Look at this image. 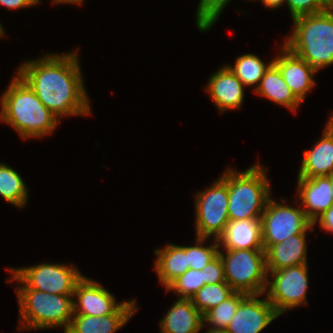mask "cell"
<instances>
[{"instance_id": "6da1fadb", "label": "cell", "mask_w": 333, "mask_h": 333, "mask_svg": "<svg viewBox=\"0 0 333 333\" xmlns=\"http://www.w3.org/2000/svg\"><path fill=\"white\" fill-rule=\"evenodd\" d=\"M77 54H48L18 68V75L59 119L91 113Z\"/></svg>"}, {"instance_id": "7a4b0ae2", "label": "cell", "mask_w": 333, "mask_h": 333, "mask_svg": "<svg viewBox=\"0 0 333 333\" xmlns=\"http://www.w3.org/2000/svg\"><path fill=\"white\" fill-rule=\"evenodd\" d=\"M0 104V121L15 128L25 140L52 133L59 123V118L18 74L3 92Z\"/></svg>"}, {"instance_id": "3957f363", "label": "cell", "mask_w": 333, "mask_h": 333, "mask_svg": "<svg viewBox=\"0 0 333 333\" xmlns=\"http://www.w3.org/2000/svg\"><path fill=\"white\" fill-rule=\"evenodd\" d=\"M293 23L283 45L317 71L333 64V8L297 17Z\"/></svg>"}, {"instance_id": "277c9868", "label": "cell", "mask_w": 333, "mask_h": 333, "mask_svg": "<svg viewBox=\"0 0 333 333\" xmlns=\"http://www.w3.org/2000/svg\"><path fill=\"white\" fill-rule=\"evenodd\" d=\"M266 172L259 163L243 172L228 169L229 221L261 218L271 198Z\"/></svg>"}, {"instance_id": "5b68a950", "label": "cell", "mask_w": 333, "mask_h": 333, "mask_svg": "<svg viewBox=\"0 0 333 333\" xmlns=\"http://www.w3.org/2000/svg\"><path fill=\"white\" fill-rule=\"evenodd\" d=\"M16 294L19 328L29 330L63 326L64 333L68 330L74 315L73 295L50 294L30 288H18Z\"/></svg>"}, {"instance_id": "8992f818", "label": "cell", "mask_w": 333, "mask_h": 333, "mask_svg": "<svg viewBox=\"0 0 333 333\" xmlns=\"http://www.w3.org/2000/svg\"><path fill=\"white\" fill-rule=\"evenodd\" d=\"M219 250L225 280L238 292L263 295L266 290L268 271L264 249Z\"/></svg>"}, {"instance_id": "52a82bcc", "label": "cell", "mask_w": 333, "mask_h": 333, "mask_svg": "<svg viewBox=\"0 0 333 333\" xmlns=\"http://www.w3.org/2000/svg\"><path fill=\"white\" fill-rule=\"evenodd\" d=\"M228 170L210 188L196 194V237L219 239L229 222Z\"/></svg>"}, {"instance_id": "ba28073f", "label": "cell", "mask_w": 333, "mask_h": 333, "mask_svg": "<svg viewBox=\"0 0 333 333\" xmlns=\"http://www.w3.org/2000/svg\"><path fill=\"white\" fill-rule=\"evenodd\" d=\"M10 281L22 285L18 288H30L50 294L74 295L77 282L83 277L76 266L57 263H43L31 267L9 268Z\"/></svg>"}, {"instance_id": "9c48e42d", "label": "cell", "mask_w": 333, "mask_h": 333, "mask_svg": "<svg viewBox=\"0 0 333 333\" xmlns=\"http://www.w3.org/2000/svg\"><path fill=\"white\" fill-rule=\"evenodd\" d=\"M264 250L296 234L313 231V223L299 206L294 208L269 199L260 218Z\"/></svg>"}, {"instance_id": "30bf717a", "label": "cell", "mask_w": 333, "mask_h": 333, "mask_svg": "<svg viewBox=\"0 0 333 333\" xmlns=\"http://www.w3.org/2000/svg\"><path fill=\"white\" fill-rule=\"evenodd\" d=\"M307 267V264H302L280 270H267L272 280L268 278L265 290L267 294H264L279 315L290 308L308 303L306 299L309 286Z\"/></svg>"}, {"instance_id": "8fae6325", "label": "cell", "mask_w": 333, "mask_h": 333, "mask_svg": "<svg viewBox=\"0 0 333 333\" xmlns=\"http://www.w3.org/2000/svg\"><path fill=\"white\" fill-rule=\"evenodd\" d=\"M248 294L239 304L226 328L228 333H260L280 316L265 296ZM258 297V298H257Z\"/></svg>"}, {"instance_id": "7c38bea8", "label": "cell", "mask_w": 333, "mask_h": 333, "mask_svg": "<svg viewBox=\"0 0 333 333\" xmlns=\"http://www.w3.org/2000/svg\"><path fill=\"white\" fill-rule=\"evenodd\" d=\"M74 315L105 316L114 313L122 304L97 281L83 276L74 289Z\"/></svg>"}, {"instance_id": "4fadbf2b", "label": "cell", "mask_w": 333, "mask_h": 333, "mask_svg": "<svg viewBox=\"0 0 333 333\" xmlns=\"http://www.w3.org/2000/svg\"><path fill=\"white\" fill-rule=\"evenodd\" d=\"M278 57H274L273 64L280 70L284 81L294 96L302 103L306 93L315 86L314 74L318 71L306 61L293 54L283 44Z\"/></svg>"}, {"instance_id": "5bb4252c", "label": "cell", "mask_w": 333, "mask_h": 333, "mask_svg": "<svg viewBox=\"0 0 333 333\" xmlns=\"http://www.w3.org/2000/svg\"><path fill=\"white\" fill-rule=\"evenodd\" d=\"M297 184L302 209L308 219L314 223L322 213L333 206L331 175L313 178L298 177Z\"/></svg>"}, {"instance_id": "9a60e30c", "label": "cell", "mask_w": 333, "mask_h": 333, "mask_svg": "<svg viewBox=\"0 0 333 333\" xmlns=\"http://www.w3.org/2000/svg\"><path fill=\"white\" fill-rule=\"evenodd\" d=\"M136 301H124L112 314L105 316L73 315L65 333H114L136 313Z\"/></svg>"}, {"instance_id": "2e32d148", "label": "cell", "mask_w": 333, "mask_h": 333, "mask_svg": "<svg viewBox=\"0 0 333 333\" xmlns=\"http://www.w3.org/2000/svg\"><path fill=\"white\" fill-rule=\"evenodd\" d=\"M205 90L222 113L226 110L240 108L244 99V84L231 72L227 66L214 73L207 82Z\"/></svg>"}, {"instance_id": "e0dca14e", "label": "cell", "mask_w": 333, "mask_h": 333, "mask_svg": "<svg viewBox=\"0 0 333 333\" xmlns=\"http://www.w3.org/2000/svg\"><path fill=\"white\" fill-rule=\"evenodd\" d=\"M323 135L304 157L297 177L313 178L333 174V130L326 125Z\"/></svg>"}, {"instance_id": "ac0fdd59", "label": "cell", "mask_w": 333, "mask_h": 333, "mask_svg": "<svg viewBox=\"0 0 333 333\" xmlns=\"http://www.w3.org/2000/svg\"><path fill=\"white\" fill-rule=\"evenodd\" d=\"M160 323V333H198L206 327L191 298H178Z\"/></svg>"}, {"instance_id": "d6986e66", "label": "cell", "mask_w": 333, "mask_h": 333, "mask_svg": "<svg viewBox=\"0 0 333 333\" xmlns=\"http://www.w3.org/2000/svg\"><path fill=\"white\" fill-rule=\"evenodd\" d=\"M218 243L228 250L264 249L260 219L229 221Z\"/></svg>"}, {"instance_id": "ffe728a7", "label": "cell", "mask_w": 333, "mask_h": 333, "mask_svg": "<svg viewBox=\"0 0 333 333\" xmlns=\"http://www.w3.org/2000/svg\"><path fill=\"white\" fill-rule=\"evenodd\" d=\"M306 234H296L282 242L270 245L266 250L267 270H280L307 264Z\"/></svg>"}, {"instance_id": "44dd1931", "label": "cell", "mask_w": 333, "mask_h": 333, "mask_svg": "<svg viewBox=\"0 0 333 333\" xmlns=\"http://www.w3.org/2000/svg\"><path fill=\"white\" fill-rule=\"evenodd\" d=\"M155 254L157 259L154 269L165 288L190 268L188 265V246L168 244L162 250L155 249Z\"/></svg>"}, {"instance_id": "7402d4cb", "label": "cell", "mask_w": 333, "mask_h": 333, "mask_svg": "<svg viewBox=\"0 0 333 333\" xmlns=\"http://www.w3.org/2000/svg\"><path fill=\"white\" fill-rule=\"evenodd\" d=\"M254 92L278 105L286 107L292 112H295L299 105L302 104L291 92L280 70L273 63L265 71Z\"/></svg>"}, {"instance_id": "603a6c76", "label": "cell", "mask_w": 333, "mask_h": 333, "mask_svg": "<svg viewBox=\"0 0 333 333\" xmlns=\"http://www.w3.org/2000/svg\"><path fill=\"white\" fill-rule=\"evenodd\" d=\"M27 190L22 177L10 166L0 163V196L23 208L28 200Z\"/></svg>"}, {"instance_id": "cb8c5ba5", "label": "cell", "mask_w": 333, "mask_h": 333, "mask_svg": "<svg viewBox=\"0 0 333 333\" xmlns=\"http://www.w3.org/2000/svg\"><path fill=\"white\" fill-rule=\"evenodd\" d=\"M273 61L265 64L262 59L253 54H244L237 57L235 65H226L231 72L244 84V86L258 87L265 71Z\"/></svg>"}, {"instance_id": "d4e9b609", "label": "cell", "mask_w": 333, "mask_h": 333, "mask_svg": "<svg viewBox=\"0 0 333 333\" xmlns=\"http://www.w3.org/2000/svg\"><path fill=\"white\" fill-rule=\"evenodd\" d=\"M247 295V293L234 291L223 302L211 308L203 315L204 323L208 322L213 328L226 329L236 313L240 302Z\"/></svg>"}, {"instance_id": "484cf974", "label": "cell", "mask_w": 333, "mask_h": 333, "mask_svg": "<svg viewBox=\"0 0 333 333\" xmlns=\"http://www.w3.org/2000/svg\"><path fill=\"white\" fill-rule=\"evenodd\" d=\"M234 290L227 282L204 285L191 297L193 305L204 315L211 308L228 298Z\"/></svg>"}, {"instance_id": "4316f807", "label": "cell", "mask_w": 333, "mask_h": 333, "mask_svg": "<svg viewBox=\"0 0 333 333\" xmlns=\"http://www.w3.org/2000/svg\"><path fill=\"white\" fill-rule=\"evenodd\" d=\"M196 245L188 246V265L191 269L202 270L213 259L219 255L220 246L218 239H214V243L204 246V241L210 238L196 237Z\"/></svg>"}, {"instance_id": "83f0119b", "label": "cell", "mask_w": 333, "mask_h": 333, "mask_svg": "<svg viewBox=\"0 0 333 333\" xmlns=\"http://www.w3.org/2000/svg\"><path fill=\"white\" fill-rule=\"evenodd\" d=\"M205 285L203 269L189 268L183 275L176 278L167 288L166 292L174 290L180 298H191Z\"/></svg>"}, {"instance_id": "f1b7e54d", "label": "cell", "mask_w": 333, "mask_h": 333, "mask_svg": "<svg viewBox=\"0 0 333 333\" xmlns=\"http://www.w3.org/2000/svg\"><path fill=\"white\" fill-rule=\"evenodd\" d=\"M230 0H200L196 13L198 30L207 32L223 12Z\"/></svg>"}, {"instance_id": "f546056e", "label": "cell", "mask_w": 333, "mask_h": 333, "mask_svg": "<svg viewBox=\"0 0 333 333\" xmlns=\"http://www.w3.org/2000/svg\"><path fill=\"white\" fill-rule=\"evenodd\" d=\"M288 4L292 20L310 14H317L325 11L328 7L323 0H285Z\"/></svg>"}, {"instance_id": "4dcf8cb0", "label": "cell", "mask_w": 333, "mask_h": 333, "mask_svg": "<svg viewBox=\"0 0 333 333\" xmlns=\"http://www.w3.org/2000/svg\"><path fill=\"white\" fill-rule=\"evenodd\" d=\"M203 276L205 285L226 282L224 266L220 255L203 268Z\"/></svg>"}, {"instance_id": "1f68e13d", "label": "cell", "mask_w": 333, "mask_h": 333, "mask_svg": "<svg viewBox=\"0 0 333 333\" xmlns=\"http://www.w3.org/2000/svg\"><path fill=\"white\" fill-rule=\"evenodd\" d=\"M320 225L321 229H324L326 232L333 233V206L322 213L313 223V226L317 223Z\"/></svg>"}, {"instance_id": "d6a6232c", "label": "cell", "mask_w": 333, "mask_h": 333, "mask_svg": "<svg viewBox=\"0 0 333 333\" xmlns=\"http://www.w3.org/2000/svg\"><path fill=\"white\" fill-rule=\"evenodd\" d=\"M41 0H0V5L8 9L28 8L40 3Z\"/></svg>"}, {"instance_id": "836d02e7", "label": "cell", "mask_w": 333, "mask_h": 333, "mask_svg": "<svg viewBox=\"0 0 333 333\" xmlns=\"http://www.w3.org/2000/svg\"><path fill=\"white\" fill-rule=\"evenodd\" d=\"M262 1L263 5L270 9H276L279 8V6H282L284 4L285 0H260Z\"/></svg>"}, {"instance_id": "e575fe53", "label": "cell", "mask_w": 333, "mask_h": 333, "mask_svg": "<svg viewBox=\"0 0 333 333\" xmlns=\"http://www.w3.org/2000/svg\"><path fill=\"white\" fill-rule=\"evenodd\" d=\"M53 2V4H58V3H69V4H82L84 0H51Z\"/></svg>"}, {"instance_id": "d590c367", "label": "cell", "mask_w": 333, "mask_h": 333, "mask_svg": "<svg viewBox=\"0 0 333 333\" xmlns=\"http://www.w3.org/2000/svg\"><path fill=\"white\" fill-rule=\"evenodd\" d=\"M206 333H228V332L226 331V329L209 327Z\"/></svg>"}, {"instance_id": "8d00e7d4", "label": "cell", "mask_w": 333, "mask_h": 333, "mask_svg": "<svg viewBox=\"0 0 333 333\" xmlns=\"http://www.w3.org/2000/svg\"><path fill=\"white\" fill-rule=\"evenodd\" d=\"M327 7L333 8V0H323Z\"/></svg>"}, {"instance_id": "74e56055", "label": "cell", "mask_w": 333, "mask_h": 333, "mask_svg": "<svg viewBox=\"0 0 333 333\" xmlns=\"http://www.w3.org/2000/svg\"><path fill=\"white\" fill-rule=\"evenodd\" d=\"M327 125L333 130V113L332 116L329 118Z\"/></svg>"}, {"instance_id": "f35d334b", "label": "cell", "mask_w": 333, "mask_h": 333, "mask_svg": "<svg viewBox=\"0 0 333 333\" xmlns=\"http://www.w3.org/2000/svg\"><path fill=\"white\" fill-rule=\"evenodd\" d=\"M4 36V28L2 27L0 23V38Z\"/></svg>"}, {"instance_id": "ab89813d", "label": "cell", "mask_w": 333, "mask_h": 333, "mask_svg": "<svg viewBox=\"0 0 333 333\" xmlns=\"http://www.w3.org/2000/svg\"><path fill=\"white\" fill-rule=\"evenodd\" d=\"M331 193L333 195V174L331 175Z\"/></svg>"}]
</instances>
